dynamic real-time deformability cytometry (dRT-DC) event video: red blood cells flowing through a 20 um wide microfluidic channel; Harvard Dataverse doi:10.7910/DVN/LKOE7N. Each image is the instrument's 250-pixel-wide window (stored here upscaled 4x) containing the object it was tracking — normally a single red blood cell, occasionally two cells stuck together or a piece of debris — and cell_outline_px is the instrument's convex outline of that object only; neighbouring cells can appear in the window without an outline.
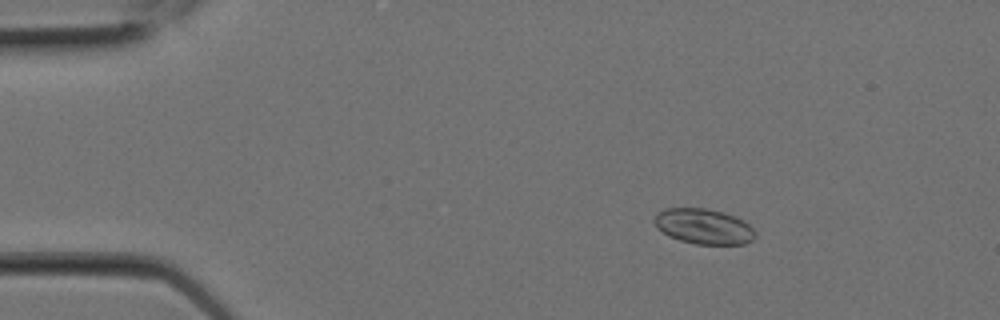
{"species": "Egyptian fruit bat (a non-hibernating species)", "species_latin": "Rousettus aegyptiacus", "temperature_condition": "room temperature", "stored_images_in_passage": 7, "camera_frame_rate_fps": 3000, "um_per_image_px": 0.085, "animal": {"sex": "female"}, "frame": {"image": 1, "passage_image": 4, "time_ms": 1.0, "image_size_px": [1000, 320], "cell_outline_px": [[756, 236], [752, 240], [744, 244], [696, 244], [680, 240], [668, 236], [652, 220], [664, 208], [704, 208], [724, 212], [736, 216], [748, 224], [756, 232]], "centroid_in_image_um": [59.85, 19.24], "position_along_channel_um": 25.2, "area_um2": 20.63}}
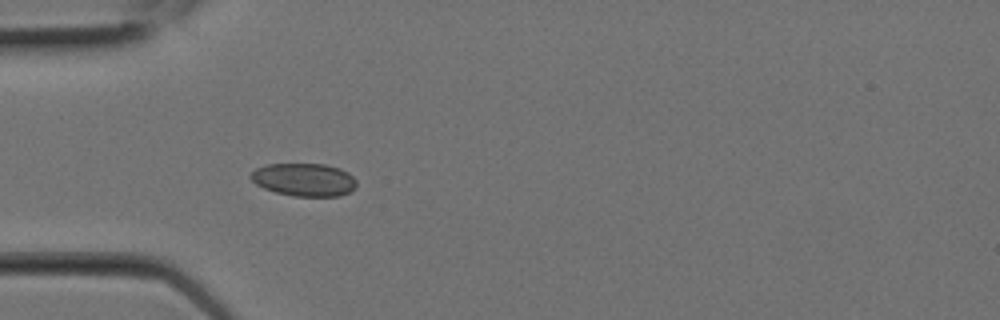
{"frame": {"image": 2, "passage_image": 7, "time_ms": 2.0, "image_size_px": [1000, 320], "cell_outline_px": [[356, 188], [340, 196], [292, 196], [276, 192], [264, 188], [256, 184], [248, 176], [256, 168], [268, 164], [324, 164], [340, 168], [348, 172], [356, 180]], "centroid_in_image_um": [25.85, 15.27], "position_along_channel_um": 59.1, "area_um2": 20.35}}